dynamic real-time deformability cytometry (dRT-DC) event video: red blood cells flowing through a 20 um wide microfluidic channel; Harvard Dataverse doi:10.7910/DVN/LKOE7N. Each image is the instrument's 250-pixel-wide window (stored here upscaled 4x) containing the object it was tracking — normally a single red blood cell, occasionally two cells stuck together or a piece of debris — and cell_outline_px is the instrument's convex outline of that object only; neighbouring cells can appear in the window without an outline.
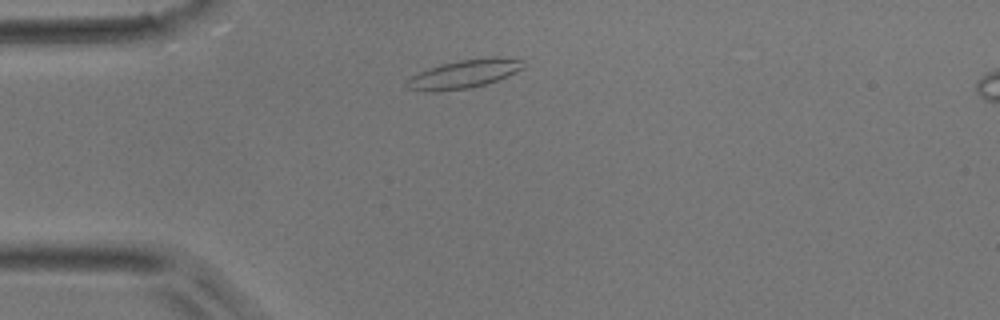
{"species": "common noctule bat (a hibernating species)", "species_latin": "Nyctalus noctula", "temperature_condition": "room temperature", "stored_images_in_passage": 37, "camera_frame_rate_fps": 3000, "um_per_image_px": 0.085, "animal": {"sex": "male", "body_mass_g": 17.9}, "frame": {"image": 1, "passage_image": 1, "time_ms": 0.0, "image_size_px": [1000, 320], "cell_outline_px": [[524, 68], [508, 76], [484, 84], [468, 88], [440, 92], [436, 92], [408, 88], [408, 80], [412, 76], [428, 68], [440, 64], [460, 60], [492, 56], [496, 56], [520, 60]], "centroid_in_image_um": [39.46, 6.28], "position_along_channel_um": 45.5, "area_um2": 19.02}}
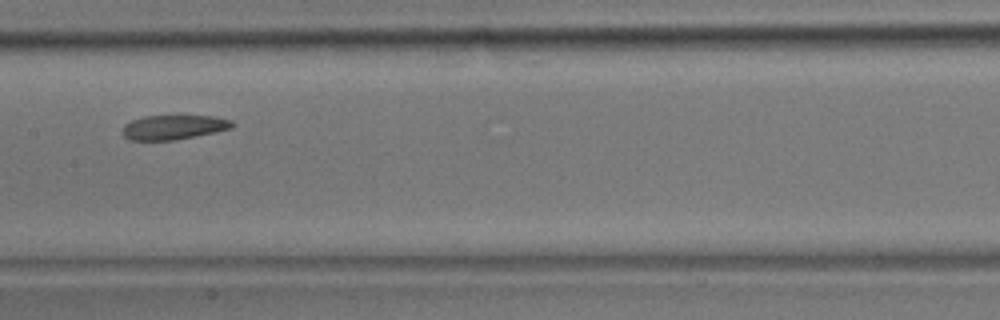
{"frame": {"image": 2, "passage_image": 13, "time_ms": 4.0, "image_size_px": [1000, 320], "cell_outline_px": [[236, 124], [232, 128], [196, 136], [176, 140], [128, 140], [120, 132], [124, 124], [132, 120], [144, 116], [216, 116], [232, 120]], "centroid_in_image_um": [14.75, 10.81], "position_along_channel_um": 192.7, "area_um2": 15.84}}
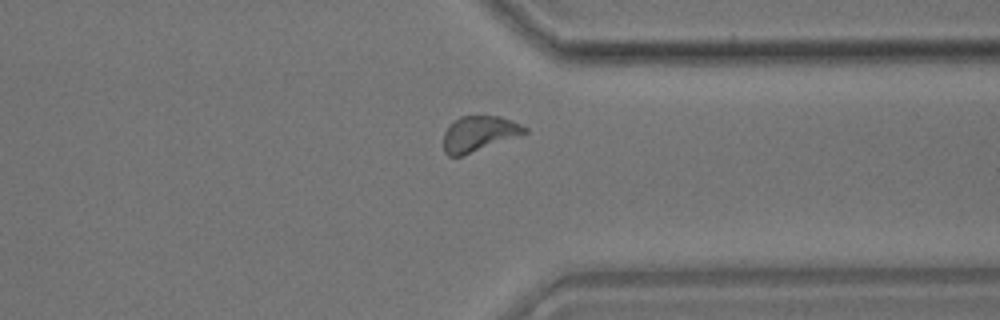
{"frame": {"image": 3, "passage_image": 26, "time_ms": 8.333, "image_size_px": [1000, 320], "cell_outline_px": [[528, 132], [460, 156], [448, 156], [444, 152], [444, 132], [460, 116], [500, 116], [512, 120], [528, 128]], "centroid_in_image_um": [40.71, 11.35], "position_along_channel_um": 370.7, "area_um2": 16.3}}